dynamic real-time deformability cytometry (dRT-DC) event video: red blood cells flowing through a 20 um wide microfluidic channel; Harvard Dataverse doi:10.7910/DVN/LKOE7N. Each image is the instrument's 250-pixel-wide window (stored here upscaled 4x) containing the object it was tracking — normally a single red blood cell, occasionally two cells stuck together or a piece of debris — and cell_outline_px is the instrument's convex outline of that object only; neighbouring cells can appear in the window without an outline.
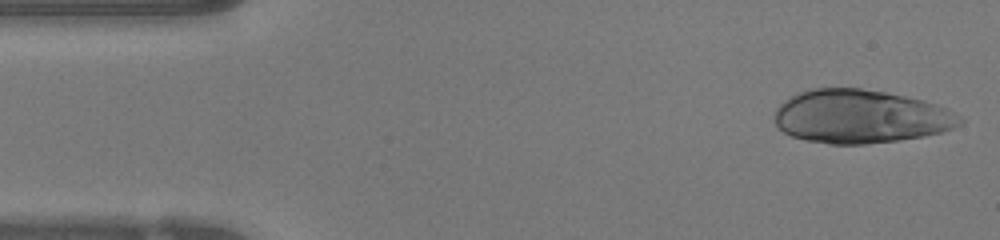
{"species": "human", "species_latin": "Homo sapiens", "temperature_condition": "warm", "stored_images_in_passage": 45, "camera_frame_rate_fps": 3000, "um_per_image_px": 0.085, "donor": {"sex": "female"}, "frame": {"image": 1, "passage_image": 1, "time_ms": 0.0, "image_size_px": [1000, 240], "cell_outline_px": [[964, 120], [960, 124], [952, 128], [940, 132], [924, 136], [900, 140], [864, 144], [832, 144], [804, 140], [792, 136], [784, 132], [776, 124], [772, 116], [776, 108], [784, 100], [796, 92], [808, 88], [860, 88], [884, 92], [924, 100], [948, 108], [960, 116]], "centroid_in_image_um": [73.11, 9.9], "position_along_channel_um": 11.9, "area_um2": 58.09}}
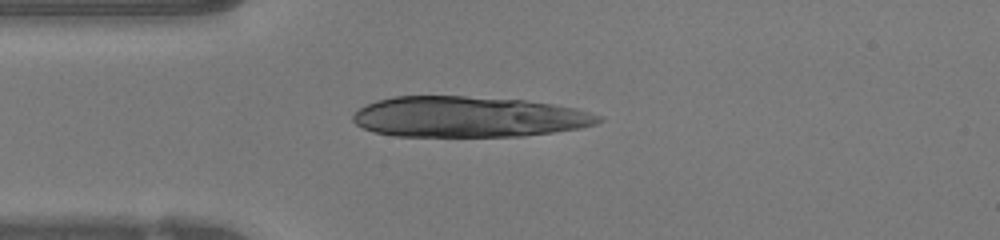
{"frame": {"image": 2, "passage_image": 10, "time_ms": 3.0, "image_size_px": [1000, 240], "cell_outline_px": [[604, 120], [596, 124], [580, 128], [524, 136], [392, 136], [372, 132], [356, 124], [352, 120], [352, 116], [360, 108], [376, 100], [392, 96], [464, 96], [524, 100], [552, 104], [576, 108], [604, 116]], "centroid_in_image_um": [39.83, 9.93], "position_along_channel_um": 45.2, "area_um2": 58.49}}